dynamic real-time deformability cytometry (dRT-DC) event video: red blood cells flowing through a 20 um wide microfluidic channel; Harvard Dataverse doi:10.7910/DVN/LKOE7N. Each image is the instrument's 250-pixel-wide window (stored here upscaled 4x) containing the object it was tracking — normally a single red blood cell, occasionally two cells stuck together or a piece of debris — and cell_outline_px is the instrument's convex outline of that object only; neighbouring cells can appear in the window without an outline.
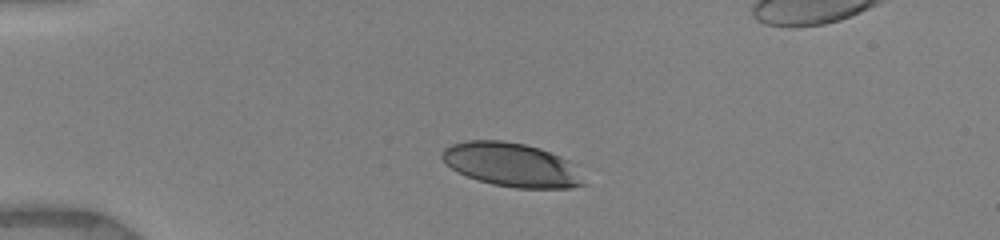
{"species": "human", "species_latin": "Homo sapiens", "temperature_condition": "warm", "stored_images_in_passage": 20, "camera_frame_rate_fps": 3000, "um_per_image_px": 0.085, "donor": {"sex": "female"}, "frame": {"image": 1, "passage_image": 4, "time_ms": 1.667, "image_size_px": [1000, 240], "cell_outline_px": [[584, 184], [572, 188], [516, 188], [492, 184], [456, 172], [444, 164], [440, 156], [440, 152], [444, 148], [452, 144], [468, 140], [504, 140], [524, 144], [540, 148], [568, 160]], "centroid_in_image_um": [43.38, 13.99], "position_along_channel_um": 41.6, "area_um2": 35.89}}
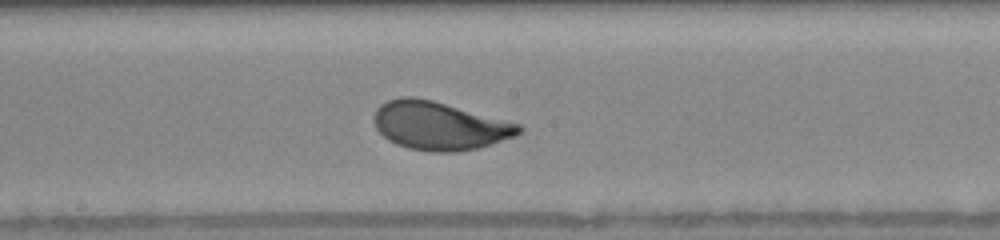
{"frame": {"image": 2, "passage_image": 15, "time_ms": 7.0, "image_size_px": [1000, 240], "cell_outline_px": [[524, 128], [520, 132], [512, 136], [476, 148], [456, 152], [428, 152], [408, 148], [396, 144], [388, 140], [376, 128], [372, 120], [376, 108], [380, 104], [388, 100], [400, 96], [412, 96], [432, 100], [520, 124]], "centroid_in_image_um": [37.27, 10.68], "position_along_channel_um": 210.9, "area_um2": 40.52}}